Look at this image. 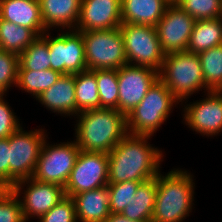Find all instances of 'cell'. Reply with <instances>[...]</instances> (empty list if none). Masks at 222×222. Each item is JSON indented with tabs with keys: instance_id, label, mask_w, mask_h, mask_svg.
<instances>
[{
	"instance_id": "obj_1",
	"label": "cell",
	"mask_w": 222,
	"mask_h": 222,
	"mask_svg": "<svg viewBox=\"0 0 222 222\" xmlns=\"http://www.w3.org/2000/svg\"><path fill=\"white\" fill-rule=\"evenodd\" d=\"M148 135L127 134L108 153V183L146 182L156 178L164 157L161 149L152 147Z\"/></svg>"
},
{
	"instance_id": "obj_2",
	"label": "cell",
	"mask_w": 222,
	"mask_h": 222,
	"mask_svg": "<svg viewBox=\"0 0 222 222\" xmlns=\"http://www.w3.org/2000/svg\"><path fill=\"white\" fill-rule=\"evenodd\" d=\"M76 116L75 142L85 152L109 153L128 134L126 116L117 109H89Z\"/></svg>"
},
{
	"instance_id": "obj_3",
	"label": "cell",
	"mask_w": 222,
	"mask_h": 222,
	"mask_svg": "<svg viewBox=\"0 0 222 222\" xmlns=\"http://www.w3.org/2000/svg\"><path fill=\"white\" fill-rule=\"evenodd\" d=\"M157 193L151 222H182L194 205V180L188 171L175 168L156 176Z\"/></svg>"
},
{
	"instance_id": "obj_4",
	"label": "cell",
	"mask_w": 222,
	"mask_h": 222,
	"mask_svg": "<svg viewBox=\"0 0 222 222\" xmlns=\"http://www.w3.org/2000/svg\"><path fill=\"white\" fill-rule=\"evenodd\" d=\"M159 79L172 92L179 101H185L193 93L206 89L202 74L201 62L198 54L180 51L165 54L162 67L159 71Z\"/></svg>"
},
{
	"instance_id": "obj_5",
	"label": "cell",
	"mask_w": 222,
	"mask_h": 222,
	"mask_svg": "<svg viewBox=\"0 0 222 222\" xmlns=\"http://www.w3.org/2000/svg\"><path fill=\"white\" fill-rule=\"evenodd\" d=\"M180 102L158 79L142 101L126 116L127 132L132 135L153 136Z\"/></svg>"
},
{
	"instance_id": "obj_6",
	"label": "cell",
	"mask_w": 222,
	"mask_h": 222,
	"mask_svg": "<svg viewBox=\"0 0 222 222\" xmlns=\"http://www.w3.org/2000/svg\"><path fill=\"white\" fill-rule=\"evenodd\" d=\"M127 64L145 66L160 71L163 52L156 28L149 25L122 23L120 25Z\"/></svg>"
},
{
	"instance_id": "obj_7",
	"label": "cell",
	"mask_w": 222,
	"mask_h": 222,
	"mask_svg": "<svg viewBox=\"0 0 222 222\" xmlns=\"http://www.w3.org/2000/svg\"><path fill=\"white\" fill-rule=\"evenodd\" d=\"M82 34L88 70L116 69L127 64L120 28L79 31Z\"/></svg>"
},
{
	"instance_id": "obj_8",
	"label": "cell",
	"mask_w": 222,
	"mask_h": 222,
	"mask_svg": "<svg viewBox=\"0 0 222 222\" xmlns=\"http://www.w3.org/2000/svg\"><path fill=\"white\" fill-rule=\"evenodd\" d=\"M28 132L22 126L9 137V187L32 177L40 150L47 138L46 130Z\"/></svg>"
},
{
	"instance_id": "obj_9",
	"label": "cell",
	"mask_w": 222,
	"mask_h": 222,
	"mask_svg": "<svg viewBox=\"0 0 222 222\" xmlns=\"http://www.w3.org/2000/svg\"><path fill=\"white\" fill-rule=\"evenodd\" d=\"M79 151L75 140L49 145L45 139L31 178L65 187Z\"/></svg>"
},
{
	"instance_id": "obj_10",
	"label": "cell",
	"mask_w": 222,
	"mask_h": 222,
	"mask_svg": "<svg viewBox=\"0 0 222 222\" xmlns=\"http://www.w3.org/2000/svg\"><path fill=\"white\" fill-rule=\"evenodd\" d=\"M108 184V153L80 150L64 190L73 197Z\"/></svg>"
},
{
	"instance_id": "obj_11",
	"label": "cell",
	"mask_w": 222,
	"mask_h": 222,
	"mask_svg": "<svg viewBox=\"0 0 222 222\" xmlns=\"http://www.w3.org/2000/svg\"><path fill=\"white\" fill-rule=\"evenodd\" d=\"M66 31V32H65ZM61 30L55 37L47 31L51 69L62 75L87 70L84 42L81 32Z\"/></svg>"
},
{
	"instance_id": "obj_12",
	"label": "cell",
	"mask_w": 222,
	"mask_h": 222,
	"mask_svg": "<svg viewBox=\"0 0 222 222\" xmlns=\"http://www.w3.org/2000/svg\"><path fill=\"white\" fill-rule=\"evenodd\" d=\"M11 190L18 196L26 222L33 217L39 219L66 196L64 187L33 178L18 181Z\"/></svg>"
},
{
	"instance_id": "obj_13",
	"label": "cell",
	"mask_w": 222,
	"mask_h": 222,
	"mask_svg": "<svg viewBox=\"0 0 222 222\" xmlns=\"http://www.w3.org/2000/svg\"><path fill=\"white\" fill-rule=\"evenodd\" d=\"M117 78L119 86L118 111L127 116L159 79V72L145 66L126 64L117 70Z\"/></svg>"
},
{
	"instance_id": "obj_14",
	"label": "cell",
	"mask_w": 222,
	"mask_h": 222,
	"mask_svg": "<svg viewBox=\"0 0 222 222\" xmlns=\"http://www.w3.org/2000/svg\"><path fill=\"white\" fill-rule=\"evenodd\" d=\"M195 19L178 4H169L155 26L161 48L165 54L186 51Z\"/></svg>"
},
{
	"instance_id": "obj_15",
	"label": "cell",
	"mask_w": 222,
	"mask_h": 222,
	"mask_svg": "<svg viewBox=\"0 0 222 222\" xmlns=\"http://www.w3.org/2000/svg\"><path fill=\"white\" fill-rule=\"evenodd\" d=\"M206 97L186 104L183 121L191 130L203 136L222 132V91H209Z\"/></svg>"
},
{
	"instance_id": "obj_16",
	"label": "cell",
	"mask_w": 222,
	"mask_h": 222,
	"mask_svg": "<svg viewBox=\"0 0 222 222\" xmlns=\"http://www.w3.org/2000/svg\"><path fill=\"white\" fill-rule=\"evenodd\" d=\"M121 24V0H81L76 31L109 30Z\"/></svg>"
},
{
	"instance_id": "obj_17",
	"label": "cell",
	"mask_w": 222,
	"mask_h": 222,
	"mask_svg": "<svg viewBox=\"0 0 222 222\" xmlns=\"http://www.w3.org/2000/svg\"><path fill=\"white\" fill-rule=\"evenodd\" d=\"M36 100L56 114L75 117L80 111L75 98L74 74L61 75L57 82L44 90Z\"/></svg>"
},
{
	"instance_id": "obj_18",
	"label": "cell",
	"mask_w": 222,
	"mask_h": 222,
	"mask_svg": "<svg viewBox=\"0 0 222 222\" xmlns=\"http://www.w3.org/2000/svg\"><path fill=\"white\" fill-rule=\"evenodd\" d=\"M0 18L27 27L41 36L46 30L39 0H0Z\"/></svg>"
},
{
	"instance_id": "obj_19",
	"label": "cell",
	"mask_w": 222,
	"mask_h": 222,
	"mask_svg": "<svg viewBox=\"0 0 222 222\" xmlns=\"http://www.w3.org/2000/svg\"><path fill=\"white\" fill-rule=\"evenodd\" d=\"M41 16L47 31L75 30L80 16L81 0H39Z\"/></svg>"
},
{
	"instance_id": "obj_20",
	"label": "cell",
	"mask_w": 222,
	"mask_h": 222,
	"mask_svg": "<svg viewBox=\"0 0 222 222\" xmlns=\"http://www.w3.org/2000/svg\"><path fill=\"white\" fill-rule=\"evenodd\" d=\"M72 199L77 222H103L110 215L108 185L78 193Z\"/></svg>"
},
{
	"instance_id": "obj_21",
	"label": "cell",
	"mask_w": 222,
	"mask_h": 222,
	"mask_svg": "<svg viewBox=\"0 0 222 222\" xmlns=\"http://www.w3.org/2000/svg\"><path fill=\"white\" fill-rule=\"evenodd\" d=\"M169 4L167 0H121L122 23L155 27Z\"/></svg>"
},
{
	"instance_id": "obj_22",
	"label": "cell",
	"mask_w": 222,
	"mask_h": 222,
	"mask_svg": "<svg viewBox=\"0 0 222 222\" xmlns=\"http://www.w3.org/2000/svg\"><path fill=\"white\" fill-rule=\"evenodd\" d=\"M157 193V179H151L139 185L134 198L124 208L121 215L139 221L151 222Z\"/></svg>"
},
{
	"instance_id": "obj_23",
	"label": "cell",
	"mask_w": 222,
	"mask_h": 222,
	"mask_svg": "<svg viewBox=\"0 0 222 222\" xmlns=\"http://www.w3.org/2000/svg\"><path fill=\"white\" fill-rule=\"evenodd\" d=\"M220 45H222V19L220 17L195 21L186 51L199 54Z\"/></svg>"
},
{
	"instance_id": "obj_24",
	"label": "cell",
	"mask_w": 222,
	"mask_h": 222,
	"mask_svg": "<svg viewBox=\"0 0 222 222\" xmlns=\"http://www.w3.org/2000/svg\"><path fill=\"white\" fill-rule=\"evenodd\" d=\"M39 36L31 29L0 18V49L20 55Z\"/></svg>"
},
{
	"instance_id": "obj_25",
	"label": "cell",
	"mask_w": 222,
	"mask_h": 222,
	"mask_svg": "<svg viewBox=\"0 0 222 222\" xmlns=\"http://www.w3.org/2000/svg\"><path fill=\"white\" fill-rule=\"evenodd\" d=\"M77 109L81 111L101 108L95 70L74 74Z\"/></svg>"
},
{
	"instance_id": "obj_26",
	"label": "cell",
	"mask_w": 222,
	"mask_h": 222,
	"mask_svg": "<svg viewBox=\"0 0 222 222\" xmlns=\"http://www.w3.org/2000/svg\"><path fill=\"white\" fill-rule=\"evenodd\" d=\"M51 68L47 31L19 55L18 70L42 71Z\"/></svg>"
},
{
	"instance_id": "obj_27",
	"label": "cell",
	"mask_w": 222,
	"mask_h": 222,
	"mask_svg": "<svg viewBox=\"0 0 222 222\" xmlns=\"http://www.w3.org/2000/svg\"><path fill=\"white\" fill-rule=\"evenodd\" d=\"M62 74L50 69L42 71L18 70L16 87L37 99L44 90L57 82Z\"/></svg>"
},
{
	"instance_id": "obj_28",
	"label": "cell",
	"mask_w": 222,
	"mask_h": 222,
	"mask_svg": "<svg viewBox=\"0 0 222 222\" xmlns=\"http://www.w3.org/2000/svg\"><path fill=\"white\" fill-rule=\"evenodd\" d=\"M206 89L222 91V45L198 54Z\"/></svg>"
},
{
	"instance_id": "obj_29",
	"label": "cell",
	"mask_w": 222,
	"mask_h": 222,
	"mask_svg": "<svg viewBox=\"0 0 222 222\" xmlns=\"http://www.w3.org/2000/svg\"><path fill=\"white\" fill-rule=\"evenodd\" d=\"M101 108L118 110V78L116 69H95Z\"/></svg>"
},
{
	"instance_id": "obj_30",
	"label": "cell",
	"mask_w": 222,
	"mask_h": 222,
	"mask_svg": "<svg viewBox=\"0 0 222 222\" xmlns=\"http://www.w3.org/2000/svg\"><path fill=\"white\" fill-rule=\"evenodd\" d=\"M141 183L143 182L126 181L108 184L110 213L121 214L124 208L134 198L136 190Z\"/></svg>"
},
{
	"instance_id": "obj_31",
	"label": "cell",
	"mask_w": 222,
	"mask_h": 222,
	"mask_svg": "<svg viewBox=\"0 0 222 222\" xmlns=\"http://www.w3.org/2000/svg\"><path fill=\"white\" fill-rule=\"evenodd\" d=\"M176 4L196 21L221 16L222 0H179Z\"/></svg>"
},
{
	"instance_id": "obj_32",
	"label": "cell",
	"mask_w": 222,
	"mask_h": 222,
	"mask_svg": "<svg viewBox=\"0 0 222 222\" xmlns=\"http://www.w3.org/2000/svg\"><path fill=\"white\" fill-rule=\"evenodd\" d=\"M18 67L19 55L0 49V94L6 96L10 87H16Z\"/></svg>"
},
{
	"instance_id": "obj_33",
	"label": "cell",
	"mask_w": 222,
	"mask_h": 222,
	"mask_svg": "<svg viewBox=\"0 0 222 222\" xmlns=\"http://www.w3.org/2000/svg\"><path fill=\"white\" fill-rule=\"evenodd\" d=\"M39 222H77L75 203L65 196L50 211L39 218Z\"/></svg>"
},
{
	"instance_id": "obj_34",
	"label": "cell",
	"mask_w": 222,
	"mask_h": 222,
	"mask_svg": "<svg viewBox=\"0 0 222 222\" xmlns=\"http://www.w3.org/2000/svg\"><path fill=\"white\" fill-rule=\"evenodd\" d=\"M0 222H26L18 196L11 189L0 200Z\"/></svg>"
},
{
	"instance_id": "obj_35",
	"label": "cell",
	"mask_w": 222,
	"mask_h": 222,
	"mask_svg": "<svg viewBox=\"0 0 222 222\" xmlns=\"http://www.w3.org/2000/svg\"><path fill=\"white\" fill-rule=\"evenodd\" d=\"M15 114L5 101L4 94H0V139L10 137L21 127Z\"/></svg>"
},
{
	"instance_id": "obj_36",
	"label": "cell",
	"mask_w": 222,
	"mask_h": 222,
	"mask_svg": "<svg viewBox=\"0 0 222 222\" xmlns=\"http://www.w3.org/2000/svg\"><path fill=\"white\" fill-rule=\"evenodd\" d=\"M9 137L0 139V181L9 186Z\"/></svg>"
},
{
	"instance_id": "obj_37",
	"label": "cell",
	"mask_w": 222,
	"mask_h": 222,
	"mask_svg": "<svg viewBox=\"0 0 222 222\" xmlns=\"http://www.w3.org/2000/svg\"><path fill=\"white\" fill-rule=\"evenodd\" d=\"M103 222H139V221L130 220L121 214L110 213V215Z\"/></svg>"
},
{
	"instance_id": "obj_38",
	"label": "cell",
	"mask_w": 222,
	"mask_h": 222,
	"mask_svg": "<svg viewBox=\"0 0 222 222\" xmlns=\"http://www.w3.org/2000/svg\"><path fill=\"white\" fill-rule=\"evenodd\" d=\"M11 188L4 182L0 181V200Z\"/></svg>"
},
{
	"instance_id": "obj_39",
	"label": "cell",
	"mask_w": 222,
	"mask_h": 222,
	"mask_svg": "<svg viewBox=\"0 0 222 222\" xmlns=\"http://www.w3.org/2000/svg\"><path fill=\"white\" fill-rule=\"evenodd\" d=\"M170 4H176L179 0H167Z\"/></svg>"
}]
</instances>
